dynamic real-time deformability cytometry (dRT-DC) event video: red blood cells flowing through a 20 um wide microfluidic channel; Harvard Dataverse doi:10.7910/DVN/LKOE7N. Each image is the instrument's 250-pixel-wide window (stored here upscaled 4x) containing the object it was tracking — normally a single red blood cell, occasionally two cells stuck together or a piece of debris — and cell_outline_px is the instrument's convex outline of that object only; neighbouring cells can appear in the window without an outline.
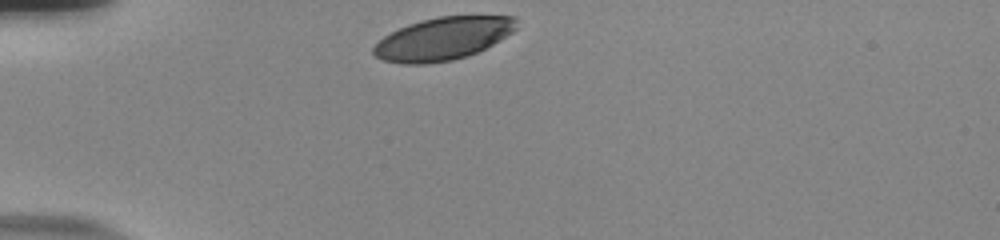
{"species": "human", "species_latin": "Homo sapiens", "temperature_condition": "room temperature", "stored_images_in_passage": 32, "camera_frame_rate_fps": 3000, "um_per_image_px": 0.085, "donor": {"sex": "male"}, "frame": {"image": 1, "passage_image": 1, "time_ms": 0.0, "image_size_px": [1000, 240], "cell_outline_px": [[516, 28], [512, 32], [500, 40], [468, 56], [452, 60], [424, 64], [400, 64], [384, 60], [376, 56], [372, 52], [372, 48], [384, 36], [408, 24], [420, 20], [440, 16], [516, 16]], "centroid_in_image_um": [37.64, 3.29], "position_along_channel_um": 47.4, "area_um2": 35.37}}
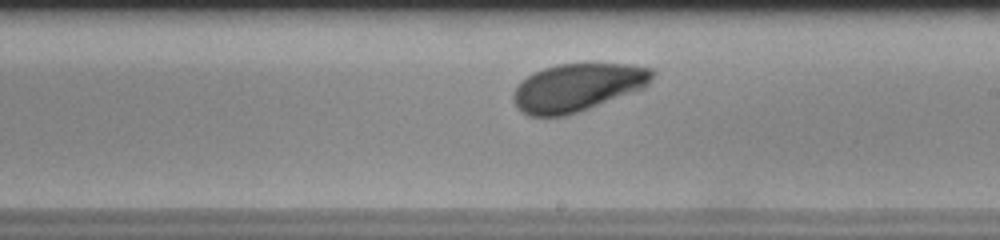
{"frame": {"image": 2, "passage_image": 19, "time_ms": 6.0, "image_size_px": [1000, 240], "cell_outline_px": [[656, 72], [648, 84], [644, 88], [588, 108], [564, 116], [528, 116], [520, 112], [516, 108], [512, 100], [512, 92], [520, 80], [544, 68], [556, 64], [628, 64], [652, 68]], "centroid_in_image_um": [49.04, 7.43], "position_along_channel_um": 240.0, "area_um2": 38.73}}
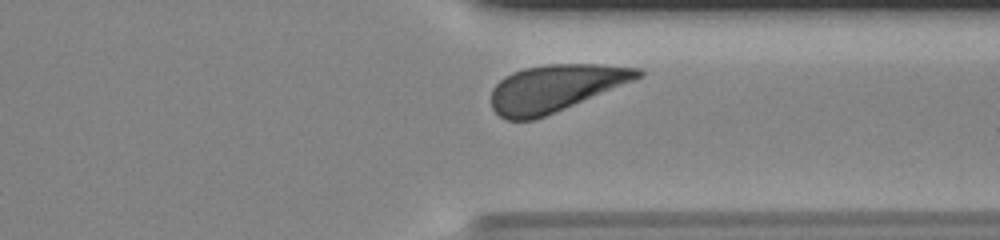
{"frame": {"image": 3, "passage_image": 29, "time_ms": 9.333, "image_size_px": [1000, 240], "cell_outline_px": [[644, 76], [544, 116], [532, 120], [504, 120], [492, 108], [492, 88], [504, 76], [512, 72], [524, 68], [548, 64], [596, 64], [640, 68], [644, 72]], "centroid_in_image_um": [47.18, 7.48], "position_along_channel_um": 364.2, "area_um2": 39.65}, "authors_computed_cell_mechanics": {"area_um2": 39.1017, "velocity_mm_per_s": 3.7112, "shape_relaxation_time_tau1_ms": 2.2432, "shape_relaxation_time_tau2_ms": null, "deformation_change_tau1": 0.1282, "deformation_change_tau2": null}}